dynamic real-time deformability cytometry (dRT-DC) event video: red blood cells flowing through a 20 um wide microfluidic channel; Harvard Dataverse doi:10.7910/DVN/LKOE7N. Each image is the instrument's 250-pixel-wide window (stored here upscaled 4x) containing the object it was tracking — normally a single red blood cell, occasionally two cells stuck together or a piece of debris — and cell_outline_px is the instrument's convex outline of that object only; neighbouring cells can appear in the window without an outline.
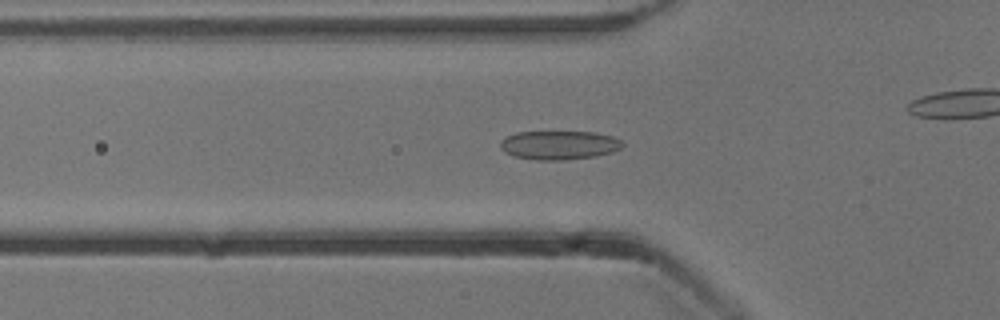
{"species": "common noctule bat (a hibernating species)", "species_latin": "Nyctalus noctula", "temperature_condition": "cold", "stored_images_in_passage": 54, "camera_frame_rate_fps": 3000, "um_per_image_px": 0.085, "animal": {"sex": "male", "body_mass_g": 13.3}, "frame": {"image": 1, "passage_image": 18, "time_ms": 5.667, "image_size_px": [1000, 320], "cell_outline_px": [[624, 144], [620, 148], [612, 152], [592, 156], [564, 160], [536, 160], [512, 156], [504, 152], [500, 148], [500, 140], [504, 136], [516, 132], [596, 132], [612, 136], [620, 140]], "centroid_in_image_um": [47.46, 12.33], "position_along_channel_um": 78.3, "area_um2": 20.63}}
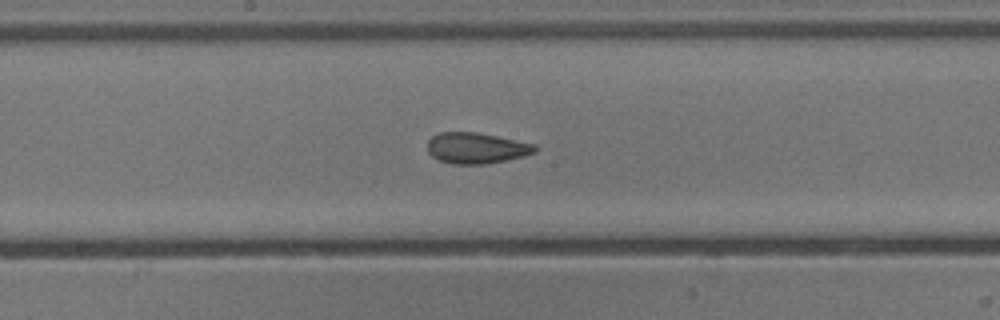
{"frame": {"image": 2, "passage_image": 28, "time_ms": 9.0, "image_size_px": [1000, 320], "cell_outline_px": [[536, 152], [524, 156], [484, 164], [452, 164], [440, 160], [432, 156], [428, 152], [428, 140], [432, 136], [440, 132], [476, 132], [536, 144]], "centroid_in_image_um": [40.48, 12.58], "position_along_channel_um": 207.7, "area_um2": 19.25}}
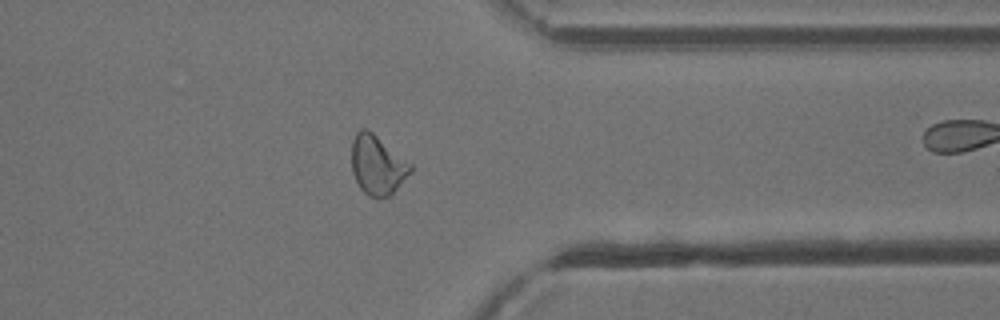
{"frame": {"image": 3, "passage_image": 42, "time_ms": 13.667, "image_size_px": [1000, 320], "cell_outline_px": [[412, 172], [392, 196], [380, 200], [376, 200], [368, 196], [360, 188], [352, 172], [352, 140], [356, 132], [360, 128], [368, 128], [412, 164]], "centroid_in_image_um": [32.1, 14.07], "position_along_channel_um": 379.3, "area_um2": 20.98}, "authors_computed_cell_mechanics": {"area_um2": 20.519, "velocity_mm_per_s": 3.8481, "shape_relaxation_time_tau1_ms": 9.9961, "shape_relaxation_time_tau2_ms": 2.244, "deformation_change_tau1": 0.1778, "deformation_change_tau2": 0.0709}}